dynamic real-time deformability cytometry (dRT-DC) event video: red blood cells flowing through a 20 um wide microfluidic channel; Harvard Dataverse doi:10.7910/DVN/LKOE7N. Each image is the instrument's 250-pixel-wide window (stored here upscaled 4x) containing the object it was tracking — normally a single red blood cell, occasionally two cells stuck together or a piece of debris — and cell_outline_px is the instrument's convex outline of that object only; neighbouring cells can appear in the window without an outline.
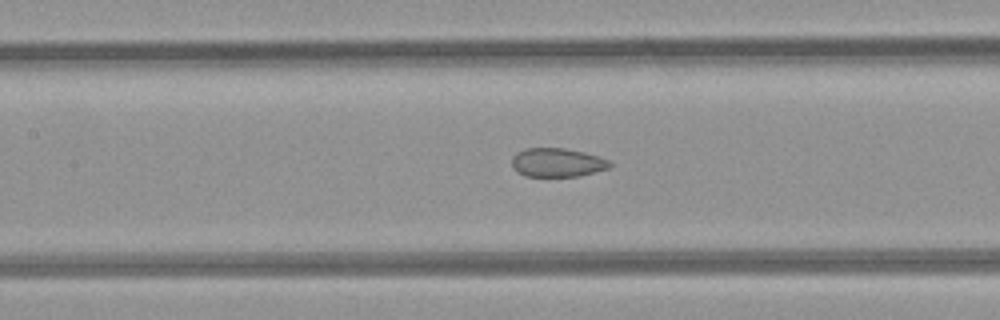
{"species": "common noctule bat (a hibernating species)", "species_latin": "Nyctalus noctula", "temperature_condition": "room temperature", "stored_images_in_passage": 17, "camera_frame_rate_fps": 3000, "um_per_image_px": 0.085, "animal": {"sex": "female", "body_mass_g": 21.9}, "frame": {"image": 1, "passage_image": 10, "time_ms": 3.0, "image_size_px": [1000, 320], "cell_outline_px": [[612, 164], [608, 168], [576, 176], [524, 176], [516, 172], [512, 168], [512, 156], [516, 152], [524, 148], [564, 148], [584, 152], [608, 160]], "centroid_in_image_um": [47.28, 13.81], "position_along_channel_um": 160.1, "area_um2": 16.36}}